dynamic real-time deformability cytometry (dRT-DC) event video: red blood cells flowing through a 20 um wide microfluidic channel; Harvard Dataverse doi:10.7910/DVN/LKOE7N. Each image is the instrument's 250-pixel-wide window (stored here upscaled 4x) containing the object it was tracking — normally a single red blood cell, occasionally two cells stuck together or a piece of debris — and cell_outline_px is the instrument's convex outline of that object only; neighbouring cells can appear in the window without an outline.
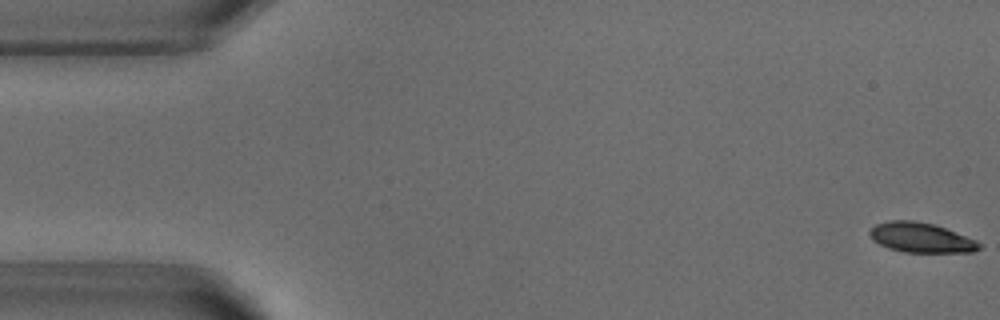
{"species": "common noctule bat (a hibernating species)", "species_latin": "Nyctalus noctula", "temperature_condition": "warm", "stored_images_in_passage": 53, "camera_frame_rate_fps": 3000, "um_per_image_px": 0.085, "animal": {"sex": "male", "body_mass_g": 18.8}, "frame": {"image": 1, "passage_image": 1, "time_ms": 0.0, "image_size_px": [1000, 320], "cell_outline_px": [[984, 244], [980, 248], [972, 252], [904, 252], [888, 248], [872, 240], [868, 232], [876, 224], [888, 220], [916, 220], [932, 224], [944, 228], [976, 240]], "centroid_in_image_um": [78.27, 20.2], "position_along_channel_um": 6.7, "area_um2": 19.02}}
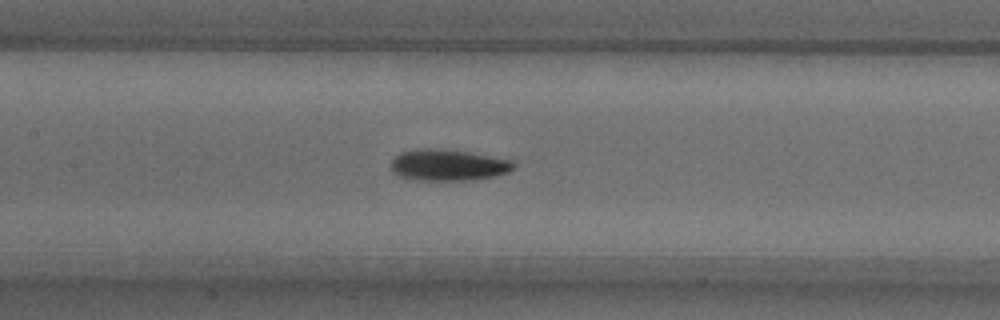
{"frame": {"image": 2, "passage_image": 24, "time_ms": 7.667, "image_size_px": [1000, 320], "cell_outline_px": [[516, 168], [508, 172], [496, 176], [472, 180], [412, 180], [396, 176], [392, 172], [392, 160], [400, 152], [416, 148], [440, 148], [468, 152], [512, 160], [516, 164]], "centroid_in_image_um": [38.08, 14.03], "position_along_channel_um": 169.3, "area_um2": 22.77}}
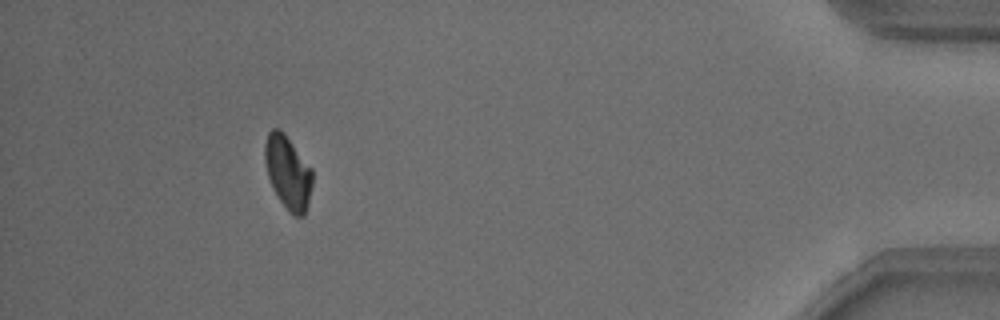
{"frame": {"image": 3, "passage_image": 48, "time_ms": 15.667, "image_size_px": [1000, 320], "cell_outline_px": [[312, 184], [304, 216], [296, 216], [288, 212], [280, 200], [268, 176], [264, 160], [264, 144], [268, 132], [272, 128], [280, 128], [284, 132], [312, 168]], "centroid_in_image_um": [24.46, 14.6], "position_along_channel_um": 410.7, "area_um2": 20.23}, "authors_computed_cell_mechanics": {"area_um2": 21.1548, "velocity_mm_per_s": 3.8093, "shape_relaxation_time_tau1_ms": 3.6938, "shape_relaxation_time_tau2_ms": null, "deformation_change_tau1": 0.1161, "deformation_change_tau2": null}}